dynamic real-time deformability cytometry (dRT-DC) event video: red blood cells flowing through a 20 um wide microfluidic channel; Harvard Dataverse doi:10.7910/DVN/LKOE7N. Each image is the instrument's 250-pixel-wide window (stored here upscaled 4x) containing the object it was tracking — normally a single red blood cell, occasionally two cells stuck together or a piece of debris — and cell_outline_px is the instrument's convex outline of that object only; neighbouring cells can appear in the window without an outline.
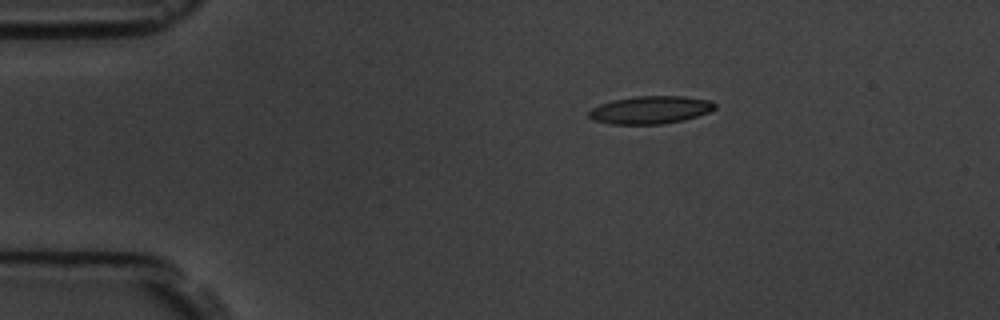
{"species": "common noctule bat (a hibernating species)", "species_latin": "Nyctalus noctula", "temperature_condition": "room temperature", "stored_images_in_passage": 4, "camera_frame_rate_fps": 3000, "um_per_image_px": 0.085, "animal": {"sex": "male", "body_mass_g": 19.5, "forearm_length_mm": 54.6}, "frame": {"image": 1, "passage_image": 2, "time_ms": 2.0, "image_size_px": [1000, 320], "cell_outline_px": [[716, 108], [708, 112], [684, 120], [660, 124], [608, 124], [596, 120], [588, 116], [588, 112], [592, 108], [600, 104], [612, 100], [636, 96], [684, 96], [712, 100], [716, 104]], "centroid_in_image_um": [55.3, 9.33], "position_along_channel_um": 29.7, "area_um2": 20.4}}